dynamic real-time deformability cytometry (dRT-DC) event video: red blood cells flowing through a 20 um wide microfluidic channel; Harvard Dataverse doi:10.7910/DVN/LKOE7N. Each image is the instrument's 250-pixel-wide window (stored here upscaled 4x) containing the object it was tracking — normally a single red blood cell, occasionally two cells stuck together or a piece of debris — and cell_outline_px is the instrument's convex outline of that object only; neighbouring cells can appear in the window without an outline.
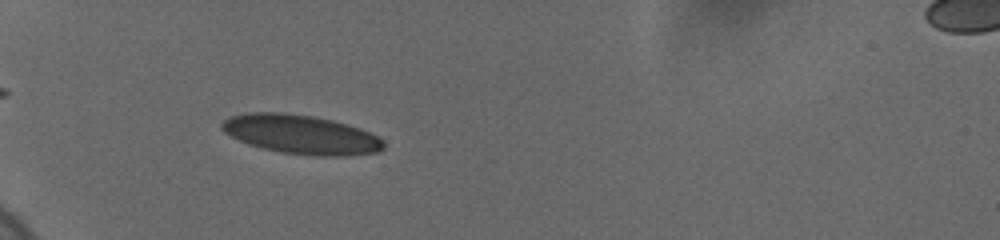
{"species": "human", "species_latin": "Homo sapiens", "temperature_condition": "cold", "stored_images_in_passage": 16, "camera_frame_rate_fps": 3000, "um_per_image_px": 0.085, "donor": {"sex": "female"}, "frame": {"image": 1, "passage_image": 15, "time_ms": 5.667, "image_size_px": [1000, 240], "cell_outline_px": [[384, 148], [380, 152], [348, 156], [312, 156], [284, 152], [264, 148], [248, 144], [224, 132], [220, 128], [220, 124], [224, 120], [232, 116], [248, 112], [284, 112], [312, 116], [332, 120], [348, 124], [360, 128], [376, 136], [384, 144]], "centroid_in_image_um": [25.59, 11.43], "position_along_channel_um": 59.4, "area_um2": 36.76}}